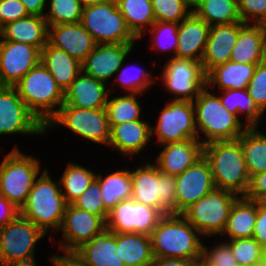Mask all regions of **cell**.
<instances>
[{"label":"cell","instance_id":"6da1fadb","mask_svg":"<svg viewBox=\"0 0 266 266\" xmlns=\"http://www.w3.org/2000/svg\"><path fill=\"white\" fill-rule=\"evenodd\" d=\"M203 156L210 164L216 188L246 195L250 176L238 140L207 143L203 145Z\"/></svg>","mask_w":266,"mask_h":266},{"label":"cell","instance_id":"7a4b0ae2","mask_svg":"<svg viewBox=\"0 0 266 266\" xmlns=\"http://www.w3.org/2000/svg\"><path fill=\"white\" fill-rule=\"evenodd\" d=\"M194 231L198 232L182 214L164 215L150 235L153 256L201 258L203 244Z\"/></svg>","mask_w":266,"mask_h":266},{"label":"cell","instance_id":"3957f363","mask_svg":"<svg viewBox=\"0 0 266 266\" xmlns=\"http://www.w3.org/2000/svg\"><path fill=\"white\" fill-rule=\"evenodd\" d=\"M13 87L44 126L64 104V91L42 62L32 68ZM56 106L59 108L55 109Z\"/></svg>","mask_w":266,"mask_h":266},{"label":"cell","instance_id":"277c9868","mask_svg":"<svg viewBox=\"0 0 266 266\" xmlns=\"http://www.w3.org/2000/svg\"><path fill=\"white\" fill-rule=\"evenodd\" d=\"M54 183L48 171L35 181L20 215L39 227L45 234L48 229L60 230L67 202L62 195V186Z\"/></svg>","mask_w":266,"mask_h":266},{"label":"cell","instance_id":"5b68a950","mask_svg":"<svg viewBox=\"0 0 266 266\" xmlns=\"http://www.w3.org/2000/svg\"><path fill=\"white\" fill-rule=\"evenodd\" d=\"M194 107L197 133L200 130L207 140L201 141L203 145L214 141L237 140L247 129H242L239 118L224 108L219 97L206 88L202 89L196 97Z\"/></svg>","mask_w":266,"mask_h":266},{"label":"cell","instance_id":"8992f818","mask_svg":"<svg viewBox=\"0 0 266 266\" xmlns=\"http://www.w3.org/2000/svg\"><path fill=\"white\" fill-rule=\"evenodd\" d=\"M131 198L158 209L163 215L176 214L175 176L161 173L156 164L147 163L131 172Z\"/></svg>","mask_w":266,"mask_h":266},{"label":"cell","instance_id":"52a82bcc","mask_svg":"<svg viewBox=\"0 0 266 266\" xmlns=\"http://www.w3.org/2000/svg\"><path fill=\"white\" fill-rule=\"evenodd\" d=\"M39 168L37 159L15 147L1 162L0 194L20 210L40 174Z\"/></svg>","mask_w":266,"mask_h":266},{"label":"cell","instance_id":"ba28073f","mask_svg":"<svg viewBox=\"0 0 266 266\" xmlns=\"http://www.w3.org/2000/svg\"><path fill=\"white\" fill-rule=\"evenodd\" d=\"M80 23L96 44H125L137 40L128 29L115 1L83 7Z\"/></svg>","mask_w":266,"mask_h":266},{"label":"cell","instance_id":"9c48e42d","mask_svg":"<svg viewBox=\"0 0 266 266\" xmlns=\"http://www.w3.org/2000/svg\"><path fill=\"white\" fill-rule=\"evenodd\" d=\"M46 234L20 214L0 228V265L36 263L35 243Z\"/></svg>","mask_w":266,"mask_h":266},{"label":"cell","instance_id":"30bf717a","mask_svg":"<svg viewBox=\"0 0 266 266\" xmlns=\"http://www.w3.org/2000/svg\"><path fill=\"white\" fill-rule=\"evenodd\" d=\"M238 197L233 192L215 188L182 215L198 230L199 235H223L230 209Z\"/></svg>","mask_w":266,"mask_h":266},{"label":"cell","instance_id":"8fae6325","mask_svg":"<svg viewBox=\"0 0 266 266\" xmlns=\"http://www.w3.org/2000/svg\"><path fill=\"white\" fill-rule=\"evenodd\" d=\"M63 124L71 131L95 143L109 144L110 126L105 108L81 109L61 106L58 113L47 123L48 127Z\"/></svg>","mask_w":266,"mask_h":266},{"label":"cell","instance_id":"7c38bea8","mask_svg":"<svg viewBox=\"0 0 266 266\" xmlns=\"http://www.w3.org/2000/svg\"><path fill=\"white\" fill-rule=\"evenodd\" d=\"M156 127L151 126V134L158 135L160 146L167 143L199 139L193 101L174 100L165 105L159 115Z\"/></svg>","mask_w":266,"mask_h":266},{"label":"cell","instance_id":"4fadbf2b","mask_svg":"<svg viewBox=\"0 0 266 266\" xmlns=\"http://www.w3.org/2000/svg\"><path fill=\"white\" fill-rule=\"evenodd\" d=\"M164 215L156 208L132 198L118 203L106 221V230L113 233H140L151 235Z\"/></svg>","mask_w":266,"mask_h":266},{"label":"cell","instance_id":"5bb4252c","mask_svg":"<svg viewBox=\"0 0 266 266\" xmlns=\"http://www.w3.org/2000/svg\"><path fill=\"white\" fill-rule=\"evenodd\" d=\"M163 69L164 85L175 94L174 100L194 101V95L196 98L207 86L201 62L171 57Z\"/></svg>","mask_w":266,"mask_h":266},{"label":"cell","instance_id":"9a60e30c","mask_svg":"<svg viewBox=\"0 0 266 266\" xmlns=\"http://www.w3.org/2000/svg\"><path fill=\"white\" fill-rule=\"evenodd\" d=\"M45 132V126L29 110L16 89L0 86V135H38Z\"/></svg>","mask_w":266,"mask_h":266},{"label":"cell","instance_id":"2e32d148","mask_svg":"<svg viewBox=\"0 0 266 266\" xmlns=\"http://www.w3.org/2000/svg\"><path fill=\"white\" fill-rule=\"evenodd\" d=\"M176 214H183L191 205L216 187L208 160L202 156L175 177Z\"/></svg>","mask_w":266,"mask_h":266},{"label":"cell","instance_id":"e0dca14e","mask_svg":"<svg viewBox=\"0 0 266 266\" xmlns=\"http://www.w3.org/2000/svg\"><path fill=\"white\" fill-rule=\"evenodd\" d=\"M41 62L38 47L14 42L0 41V86L13 87L32 68Z\"/></svg>","mask_w":266,"mask_h":266},{"label":"cell","instance_id":"ac0fdd59","mask_svg":"<svg viewBox=\"0 0 266 266\" xmlns=\"http://www.w3.org/2000/svg\"><path fill=\"white\" fill-rule=\"evenodd\" d=\"M60 229L64 241H67L60 244V250H64V253H75L84 244L100 235L106 229V223L99 216L69 204Z\"/></svg>","mask_w":266,"mask_h":266},{"label":"cell","instance_id":"d6986e66","mask_svg":"<svg viewBox=\"0 0 266 266\" xmlns=\"http://www.w3.org/2000/svg\"><path fill=\"white\" fill-rule=\"evenodd\" d=\"M47 42L80 63L85 61L97 45L80 22L48 25Z\"/></svg>","mask_w":266,"mask_h":266},{"label":"cell","instance_id":"ffe728a7","mask_svg":"<svg viewBox=\"0 0 266 266\" xmlns=\"http://www.w3.org/2000/svg\"><path fill=\"white\" fill-rule=\"evenodd\" d=\"M133 46L134 43L97 44L82 63L83 73L106 83L119 72Z\"/></svg>","mask_w":266,"mask_h":266},{"label":"cell","instance_id":"44dd1931","mask_svg":"<svg viewBox=\"0 0 266 266\" xmlns=\"http://www.w3.org/2000/svg\"><path fill=\"white\" fill-rule=\"evenodd\" d=\"M211 26L191 12L178 27L176 58L201 62Z\"/></svg>","mask_w":266,"mask_h":266},{"label":"cell","instance_id":"7402d4cb","mask_svg":"<svg viewBox=\"0 0 266 266\" xmlns=\"http://www.w3.org/2000/svg\"><path fill=\"white\" fill-rule=\"evenodd\" d=\"M244 24V22H235L211 26L205 53L201 61L206 74L215 66L230 61L239 30Z\"/></svg>","mask_w":266,"mask_h":266},{"label":"cell","instance_id":"603a6c76","mask_svg":"<svg viewBox=\"0 0 266 266\" xmlns=\"http://www.w3.org/2000/svg\"><path fill=\"white\" fill-rule=\"evenodd\" d=\"M106 83L93 78L83 71L64 92V104L81 109L105 108L108 101Z\"/></svg>","mask_w":266,"mask_h":266},{"label":"cell","instance_id":"cb8c5ba5","mask_svg":"<svg viewBox=\"0 0 266 266\" xmlns=\"http://www.w3.org/2000/svg\"><path fill=\"white\" fill-rule=\"evenodd\" d=\"M199 139L162 145L164 150L156 159L161 173L178 176L203 156V144Z\"/></svg>","mask_w":266,"mask_h":266},{"label":"cell","instance_id":"d4e9b609","mask_svg":"<svg viewBox=\"0 0 266 266\" xmlns=\"http://www.w3.org/2000/svg\"><path fill=\"white\" fill-rule=\"evenodd\" d=\"M266 60V25L245 23L239 30L230 61L260 64Z\"/></svg>","mask_w":266,"mask_h":266},{"label":"cell","instance_id":"484cf974","mask_svg":"<svg viewBox=\"0 0 266 266\" xmlns=\"http://www.w3.org/2000/svg\"><path fill=\"white\" fill-rule=\"evenodd\" d=\"M74 254L86 266H125L117 247V233L106 229Z\"/></svg>","mask_w":266,"mask_h":266},{"label":"cell","instance_id":"4316f807","mask_svg":"<svg viewBox=\"0 0 266 266\" xmlns=\"http://www.w3.org/2000/svg\"><path fill=\"white\" fill-rule=\"evenodd\" d=\"M2 39L29 44L40 50L47 44L48 25L44 16L29 15L1 28Z\"/></svg>","mask_w":266,"mask_h":266},{"label":"cell","instance_id":"83f0119b","mask_svg":"<svg viewBox=\"0 0 266 266\" xmlns=\"http://www.w3.org/2000/svg\"><path fill=\"white\" fill-rule=\"evenodd\" d=\"M151 137V125L140 119L113 125L110 128V141L108 145L130 156L142 151Z\"/></svg>","mask_w":266,"mask_h":266},{"label":"cell","instance_id":"f1b7e54d","mask_svg":"<svg viewBox=\"0 0 266 266\" xmlns=\"http://www.w3.org/2000/svg\"><path fill=\"white\" fill-rule=\"evenodd\" d=\"M41 62L64 92L82 72V63L48 42L41 50Z\"/></svg>","mask_w":266,"mask_h":266},{"label":"cell","instance_id":"f546056e","mask_svg":"<svg viewBox=\"0 0 266 266\" xmlns=\"http://www.w3.org/2000/svg\"><path fill=\"white\" fill-rule=\"evenodd\" d=\"M255 64L235 63L228 61L212 68L206 74V84H218L221 90L247 89L253 77Z\"/></svg>","mask_w":266,"mask_h":266},{"label":"cell","instance_id":"4dcf8cb0","mask_svg":"<svg viewBox=\"0 0 266 266\" xmlns=\"http://www.w3.org/2000/svg\"><path fill=\"white\" fill-rule=\"evenodd\" d=\"M257 218V201L238 197L233 203L223 233L230 239L252 238Z\"/></svg>","mask_w":266,"mask_h":266},{"label":"cell","instance_id":"1f68e13d","mask_svg":"<svg viewBox=\"0 0 266 266\" xmlns=\"http://www.w3.org/2000/svg\"><path fill=\"white\" fill-rule=\"evenodd\" d=\"M117 247L125 266H153L151 238L140 233H117Z\"/></svg>","mask_w":266,"mask_h":266},{"label":"cell","instance_id":"d6a6232c","mask_svg":"<svg viewBox=\"0 0 266 266\" xmlns=\"http://www.w3.org/2000/svg\"><path fill=\"white\" fill-rule=\"evenodd\" d=\"M192 12L209 26L242 22L238 0H192Z\"/></svg>","mask_w":266,"mask_h":266},{"label":"cell","instance_id":"836d02e7","mask_svg":"<svg viewBox=\"0 0 266 266\" xmlns=\"http://www.w3.org/2000/svg\"><path fill=\"white\" fill-rule=\"evenodd\" d=\"M96 180L101 187V198L108 211H111L118 203L131 199L132 180L130 171L119 170L105 178L98 174Z\"/></svg>","mask_w":266,"mask_h":266},{"label":"cell","instance_id":"e575fe53","mask_svg":"<svg viewBox=\"0 0 266 266\" xmlns=\"http://www.w3.org/2000/svg\"><path fill=\"white\" fill-rule=\"evenodd\" d=\"M237 140L242 146L250 178L266 172V135L261 134L256 127H251L247 128Z\"/></svg>","mask_w":266,"mask_h":266},{"label":"cell","instance_id":"d590c367","mask_svg":"<svg viewBox=\"0 0 266 266\" xmlns=\"http://www.w3.org/2000/svg\"><path fill=\"white\" fill-rule=\"evenodd\" d=\"M117 6L123 15L131 33L139 39L144 27L156 22L151 0H117Z\"/></svg>","mask_w":266,"mask_h":266},{"label":"cell","instance_id":"8d00e7d4","mask_svg":"<svg viewBox=\"0 0 266 266\" xmlns=\"http://www.w3.org/2000/svg\"><path fill=\"white\" fill-rule=\"evenodd\" d=\"M223 93L222 97L219 98L224 108L236 116L246 112L247 125L245 126L247 128L257 127L263 112L250 97L248 90L228 89L224 90Z\"/></svg>","mask_w":266,"mask_h":266},{"label":"cell","instance_id":"74e56055","mask_svg":"<svg viewBox=\"0 0 266 266\" xmlns=\"http://www.w3.org/2000/svg\"><path fill=\"white\" fill-rule=\"evenodd\" d=\"M96 179V175L78 164H68L63 176L60 179V184L65 188L64 196L67 204H72L89 185Z\"/></svg>","mask_w":266,"mask_h":266},{"label":"cell","instance_id":"f35d334b","mask_svg":"<svg viewBox=\"0 0 266 266\" xmlns=\"http://www.w3.org/2000/svg\"><path fill=\"white\" fill-rule=\"evenodd\" d=\"M137 93H129L107 101L105 107L110 128L113 125L140 120L141 106L136 99Z\"/></svg>","mask_w":266,"mask_h":266},{"label":"cell","instance_id":"ab89813d","mask_svg":"<svg viewBox=\"0 0 266 266\" xmlns=\"http://www.w3.org/2000/svg\"><path fill=\"white\" fill-rule=\"evenodd\" d=\"M83 5L79 0H51L50 11L44 18L47 25L79 23Z\"/></svg>","mask_w":266,"mask_h":266},{"label":"cell","instance_id":"60d3db41","mask_svg":"<svg viewBox=\"0 0 266 266\" xmlns=\"http://www.w3.org/2000/svg\"><path fill=\"white\" fill-rule=\"evenodd\" d=\"M156 22L180 23L191 12L192 0H151Z\"/></svg>","mask_w":266,"mask_h":266},{"label":"cell","instance_id":"b9f144b4","mask_svg":"<svg viewBox=\"0 0 266 266\" xmlns=\"http://www.w3.org/2000/svg\"><path fill=\"white\" fill-rule=\"evenodd\" d=\"M228 244L239 266H259L265 250L253 237L233 239Z\"/></svg>","mask_w":266,"mask_h":266},{"label":"cell","instance_id":"7bdbcfd3","mask_svg":"<svg viewBox=\"0 0 266 266\" xmlns=\"http://www.w3.org/2000/svg\"><path fill=\"white\" fill-rule=\"evenodd\" d=\"M72 205L78 209L99 216L105 223L107 221L109 211L103 204L101 187L96 179L89 185L82 195L72 203Z\"/></svg>","mask_w":266,"mask_h":266},{"label":"cell","instance_id":"ee69618b","mask_svg":"<svg viewBox=\"0 0 266 266\" xmlns=\"http://www.w3.org/2000/svg\"><path fill=\"white\" fill-rule=\"evenodd\" d=\"M178 27L179 23L155 22L150 28L152 29V34L155 36L154 41H152V47L155 49L159 48L160 51L163 49L164 51L174 49L173 57H176V49L178 46Z\"/></svg>","mask_w":266,"mask_h":266},{"label":"cell","instance_id":"f6af8a7d","mask_svg":"<svg viewBox=\"0 0 266 266\" xmlns=\"http://www.w3.org/2000/svg\"><path fill=\"white\" fill-rule=\"evenodd\" d=\"M247 90L257 107L264 113L266 109V60L257 64Z\"/></svg>","mask_w":266,"mask_h":266},{"label":"cell","instance_id":"bcb514c9","mask_svg":"<svg viewBox=\"0 0 266 266\" xmlns=\"http://www.w3.org/2000/svg\"><path fill=\"white\" fill-rule=\"evenodd\" d=\"M213 248L209 251L202 245L201 258L210 266H239L228 242Z\"/></svg>","mask_w":266,"mask_h":266},{"label":"cell","instance_id":"7dc6e473","mask_svg":"<svg viewBox=\"0 0 266 266\" xmlns=\"http://www.w3.org/2000/svg\"><path fill=\"white\" fill-rule=\"evenodd\" d=\"M238 10L242 22L266 25V0H238Z\"/></svg>","mask_w":266,"mask_h":266},{"label":"cell","instance_id":"c3c4849f","mask_svg":"<svg viewBox=\"0 0 266 266\" xmlns=\"http://www.w3.org/2000/svg\"><path fill=\"white\" fill-rule=\"evenodd\" d=\"M128 69L124 68L120 71L118 80L120 81V84L123 85L122 87L128 89L131 93L137 94H141L146 91V89H149V87H152L151 83L154 81V78H150L151 76H148L150 74L140 68L137 69L135 66L133 69H137L136 73L139 72V74L137 73L138 75H136L135 73L134 75L136 77L134 75L129 76Z\"/></svg>","mask_w":266,"mask_h":266},{"label":"cell","instance_id":"681fc988","mask_svg":"<svg viewBox=\"0 0 266 266\" xmlns=\"http://www.w3.org/2000/svg\"><path fill=\"white\" fill-rule=\"evenodd\" d=\"M29 15L21 0H3L0 2L1 28L10 22L25 18Z\"/></svg>","mask_w":266,"mask_h":266},{"label":"cell","instance_id":"f907efd6","mask_svg":"<svg viewBox=\"0 0 266 266\" xmlns=\"http://www.w3.org/2000/svg\"><path fill=\"white\" fill-rule=\"evenodd\" d=\"M253 238L266 251V203L263 201H257V218Z\"/></svg>","mask_w":266,"mask_h":266},{"label":"cell","instance_id":"816d5d0a","mask_svg":"<svg viewBox=\"0 0 266 266\" xmlns=\"http://www.w3.org/2000/svg\"><path fill=\"white\" fill-rule=\"evenodd\" d=\"M245 197L255 201H263L266 198V172L258 173L250 178Z\"/></svg>","mask_w":266,"mask_h":266},{"label":"cell","instance_id":"f5cc1de1","mask_svg":"<svg viewBox=\"0 0 266 266\" xmlns=\"http://www.w3.org/2000/svg\"><path fill=\"white\" fill-rule=\"evenodd\" d=\"M20 214V210L0 194V228L13 221Z\"/></svg>","mask_w":266,"mask_h":266},{"label":"cell","instance_id":"db71d44e","mask_svg":"<svg viewBox=\"0 0 266 266\" xmlns=\"http://www.w3.org/2000/svg\"><path fill=\"white\" fill-rule=\"evenodd\" d=\"M51 262L55 266H86L74 253H65V256H52Z\"/></svg>","mask_w":266,"mask_h":266},{"label":"cell","instance_id":"11a10c76","mask_svg":"<svg viewBox=\"0 0 266 266\" xmlns=\"http://www.w3.org/2000/svg\"><path fill=\"white\" fill-rule=\"evenodd\" d=\"M195 259L154 257L153 266H194Z\"/></svg>","mask_w":266,"mask_h":266},{"label":"cell","instance_id":"9f6ffc18","mask_svg":"<svg viewBox=\"0 0 266 266\" xmlns=\"http://www.w3.org/2000/svg\"><path fill=\"white\" fill-rule=\"evenodd\" d=\"M47 0H21L30 15L44 16L43 10Z\"/></svg>","mask_w":266,"mask_h":266},{"label":"cell","instance_id":"6f0895ef","mask_svg":"<svg viewBox=\"0 0 266 266\" xmlns=\"http://www.w3.org/2000/svg\"><path fill=\"white\" fill-rule=\"evenodd\" d=\"M83 7L89 6V5H94V4H100L103 2H106L108 0H79Z\"/></svg>","mask_w":266,"mask_h":266},{"label":"cell","instance_id":"680465c9","mask_svg":"<svg viewBox=\"0 0 266 266\" xmlns=\"http://www.w3.org/2000/svg\"><path fill=\"white\" fill-rule=\"evenodd\" d=\"M194 266H210L206 261L202 258L195 259Z\"/></svg>","mask_w":266,"mask_h":266},{"label":"cell","instance_id":"91938a15","mask_svg":"<svg viewBox=\"0 0 266 266\" xmlns=\"http://www.w3.org/2000/svg\"><path fill=\"white\" fill-rule=\"evenodd\" d=\"M1 266H37L36 263L31 264H7V265H1Z\"/></svg>","mask_w":266,"mask_h":266},{"label":"cell","instance_id":"94428289","mask_svg":"<svg viewBox=\"0 0 266 266\" xmlns=\"http://www.w3.org/2000/svg\"><path fill=\"white\" fill-rule=\"evenodd\" d=\"M259 266H266V251L264 252L262 261L260 262Z\"/></svg>","mask_w":266,"mask_h":266},{"label":"cell","instance_id":"6125c7cd","mask_svg":"<svg viewBox=\"0 0 266 266\" xmlns=\"http://www.w3.org/2000/svg\"><path fill=\"white\" fill-rule=\"evenodd\" d=\"M0 38H2L1 27H0Z\"/></svg>","mask_w":266,"mask_h":266}]
</instances>
